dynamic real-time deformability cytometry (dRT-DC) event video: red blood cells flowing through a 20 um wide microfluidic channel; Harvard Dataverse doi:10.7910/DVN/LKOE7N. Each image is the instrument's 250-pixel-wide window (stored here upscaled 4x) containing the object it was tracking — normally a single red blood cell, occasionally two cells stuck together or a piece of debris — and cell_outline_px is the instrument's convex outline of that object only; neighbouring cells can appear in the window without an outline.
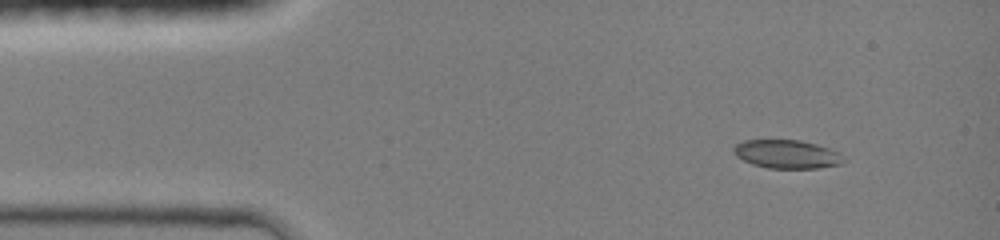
{"species": "common noctule bat (a hibernating species)", "species_latin": "Nyctalus noctula", "temperature_condition": "room temperature", "stored_images_in_passage": 42, "camera_frame_rate_fps": 3000, "um_per_image_px": 0.085, "animal": {"sex": "female", "body_mass_g": 19.0, "forearm_length_mm": 51.5}, "frame": {"image": 1, "passage_image": 1, "time_ms": 0.0, "image_size_px": [1000, 240], "cell_outline_px": [[848, 160], [840, 164], [816, 168], [768, 168], [752, 164], [736, 156], [732, 152], [732, 148], [736, 144], [744, 140], [800, 140], [816, 144], [840, 152]], "centroid_in_image_um": [66.9, 13.1], "position_along_channel_um": 18.1, "area_um2": 18.38}}
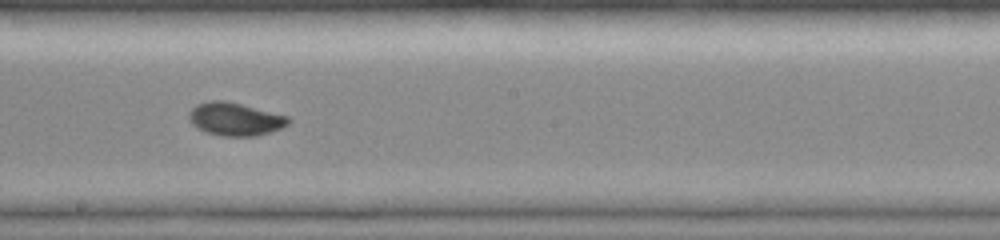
{"frame": {"image": 2, "passage_image": 25, "time_ms": 6.667, "image_size_px": [1000, 240], "cell_outline_px": [[292, 120], [288, 124], [280, 128], [256, 136], [224, 136], [204, 132], [196, 128], [188, 120], [188, 112], [196, 104], [212, 100], [224, 100], [288, 116]], "centroid_in_image_um": [19.93, 10.12], "position_along_channel_um": 228.3, "area_um2": 19.13}}
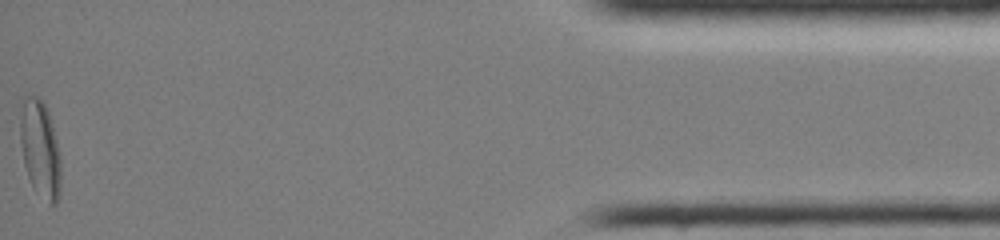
{"frame": {"image": 3, "passage_image": 42, "time_ms": 13.333, "image_size_px": [1000, 240], "cell_outline_px": [[60, 196], [56, 204], [48, 204], [32, 188], [24, 164], [20, 144], [20, 120], [24, 96], [32, 92], [40, 96], [44, 100], [48, 112], [56, 140], [60, 156]], "centroid_in_image_um": [3.4, 12.65], "position_along_channel_um": 431.8, "area_um2": 23.41}, "authors_computed_cell_mechanics": {"area_um2": 18.6694, "velocity_mm_per_s": 4.2643, "shape_relaxation_time_tau1_ms": 7.0008, "shape_relaxation_time_tau2_ms": 0.9515, "deformation_change_tau1": 0.1931, "deformation_change_tau2": 0.037}}